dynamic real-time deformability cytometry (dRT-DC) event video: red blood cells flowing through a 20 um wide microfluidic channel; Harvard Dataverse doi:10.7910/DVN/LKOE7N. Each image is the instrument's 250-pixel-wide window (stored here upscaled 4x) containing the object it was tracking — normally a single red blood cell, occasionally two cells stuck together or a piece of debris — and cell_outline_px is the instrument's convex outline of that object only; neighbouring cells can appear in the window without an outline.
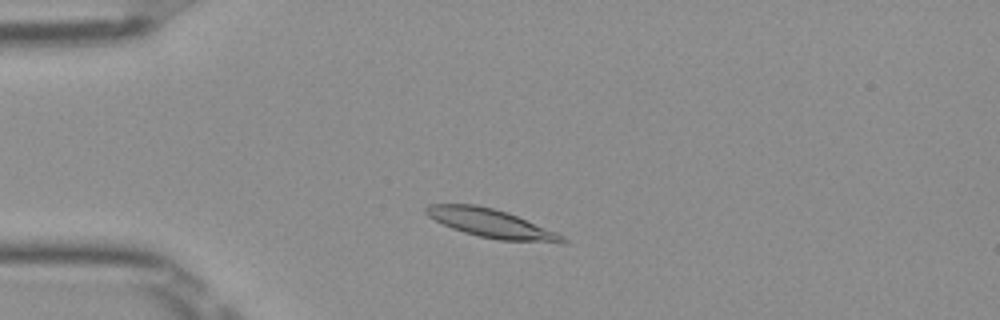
{"species": "Egyptian fruit bat (a non-hibernating species)", "species_latin": "Rousettus aegyptiacus", "temperature_condition": "room temperature", "stored_images_in_passage": 40, "camera_frame_rate_fps": 3000, "um_per_image_px": 0.085, "frame": {"image": 1, "passage_image": 1, "time_ms": 0.0, "image_size_px": [1000, 320], "cell_outline_px": [[568, 244], [560, 244], [500, 240], [480, 236], [464, 232], [452, 228], [428, 216], [424, 212], [424, 208], [428, 204], [476, 204], [508, 212], [556, 232], [564, 236], [568, 240]], "centroid_in_image_um": [41.82, 19.0], "position_along_channel_um": 43.2, "area_um2": 22.89}}
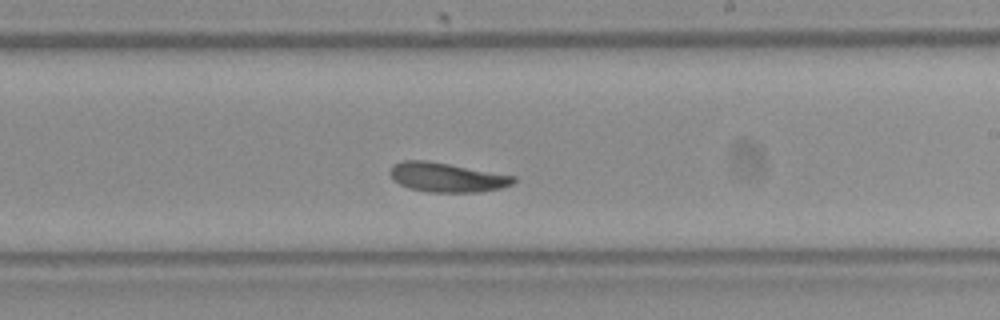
{"frame": {"image": 2, "passage_image": 19, "time_ms": 6.0, "image_size_px": [1000, 320], "cell_outline_px": [[516, 180], [512, 184], [500, 188], [476, 192], [432, 192], [408, 188], [400, 184], [388, 172], [392, 164], [400, 160], [428, 160], [516, 176]], "centroid_in_image_um": [37.96, 15.06], "position_along_channel_um": 251.0, "area_um2": 21.1}}
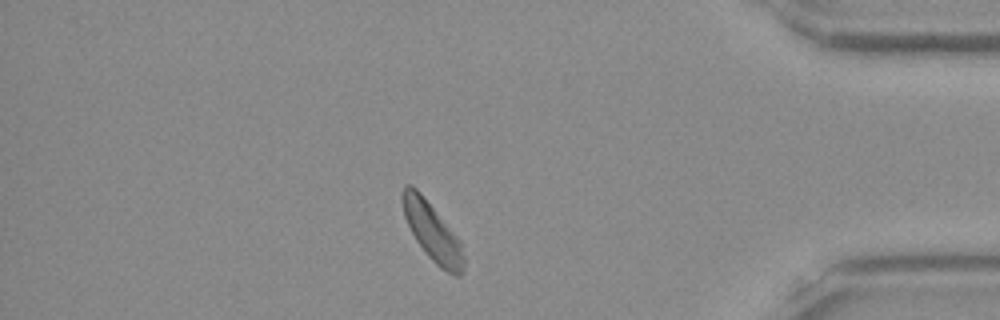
{"frame": {"image": 3, "passage_image": 33, "time_ms": 10.667, "image_size_px": [1000, 320], "cell_outline_px": [[464, 264], [460, 276], [456, 276], [440, 268], [428, 256], [416, 240], [404, 216], [400, 196], [404, 184], [412, 184], [420, 192], [460, 240], [464, 256]], "centroid_in_image_um": [36.72, 19.68], "position_along_channel_um": 398.5, "area_um2": 20.58}, "authors_computed_cell_mechanics": {"area_um2": 21.097, "velocity_mm_per_s": 3.8943, "shape_relaxation_time_tau1_ms": 2.2713, "shape_relaxation_time_tau2_ms": 3.564, "deformation_change_tau1": 0.0964, "deformation_change_tau2": 0.0981}}